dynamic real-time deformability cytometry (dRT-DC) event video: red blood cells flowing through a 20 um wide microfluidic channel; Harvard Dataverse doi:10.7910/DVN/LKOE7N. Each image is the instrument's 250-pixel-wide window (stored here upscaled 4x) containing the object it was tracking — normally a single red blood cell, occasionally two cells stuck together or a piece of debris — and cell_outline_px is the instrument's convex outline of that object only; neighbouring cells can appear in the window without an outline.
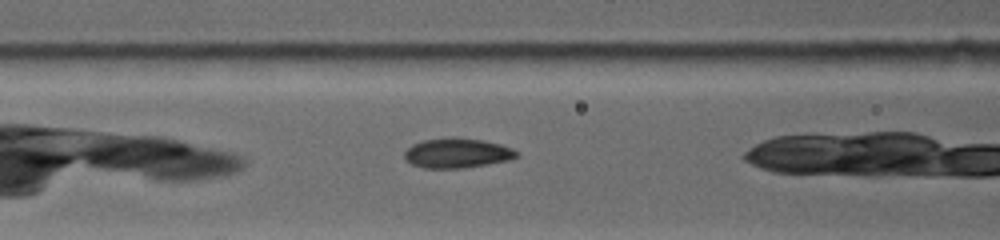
{"species": "common noctule bat (a hibernating species)", "species_latin": "Nyctalus noctula", "temperature_condition": "warm", "stored_images_in_passage": 17, "camera_frame_rate_fps": 4500, "um_per_image_px": 0.085, "animal": {"sex": "female", "body_mass_g": 19.0, "forearm_length_mm": 53.3}, "frame": {"image": 1, "passage_image": 6, "time_ms": 2.444, "image_size_px": [1000, 240], "cell_outline_px": [[520, 156], [512, 160], [464, 168], [424, 168], [412, 164], [404, 160], [404, 152], [412, 144], [424, 140], [452, 136], [484, 140], [500, 144], [512, 148], [520, 152]], "centroid_in_image_um": [38.89, 13.01], "position_along_channel_um": 127.7, "area_um2": 19.88}}
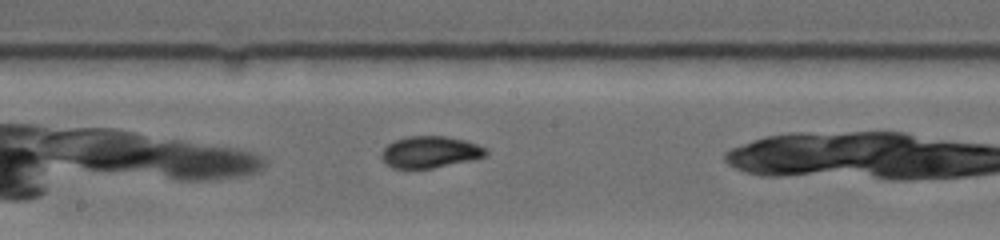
{"frame": {"image": 2, "passage_image": 10, "time_ms": 4.667, "image_size_px": [1000, 240], "cell_outline_px": [[488, 152], [484, 156], [472, 160], [432, 168], [408, 172], [392, 168], [384, 164], [380, 156], [380, 152], [388, 144], [396, 140], [408, 136], [444, 136], [464, 140], [476, 144], [484, 148]], "centroid_in_image_um": [36.45, 12.97], "position_along_channel_um": 211.7, "area_um2": 19.77}, "authors_computed_cell_mechanics": {"area_um2": 19.5364, "velocity_mm_per_s": 3.7843, "shape_relaxation_time_tau1_ms": 7.407, "shape_relaxation_time_tau2_ms": 1.1916, "deformation_change_tau1": 0.2032, "deformation_change_tau2": 0.0305}}